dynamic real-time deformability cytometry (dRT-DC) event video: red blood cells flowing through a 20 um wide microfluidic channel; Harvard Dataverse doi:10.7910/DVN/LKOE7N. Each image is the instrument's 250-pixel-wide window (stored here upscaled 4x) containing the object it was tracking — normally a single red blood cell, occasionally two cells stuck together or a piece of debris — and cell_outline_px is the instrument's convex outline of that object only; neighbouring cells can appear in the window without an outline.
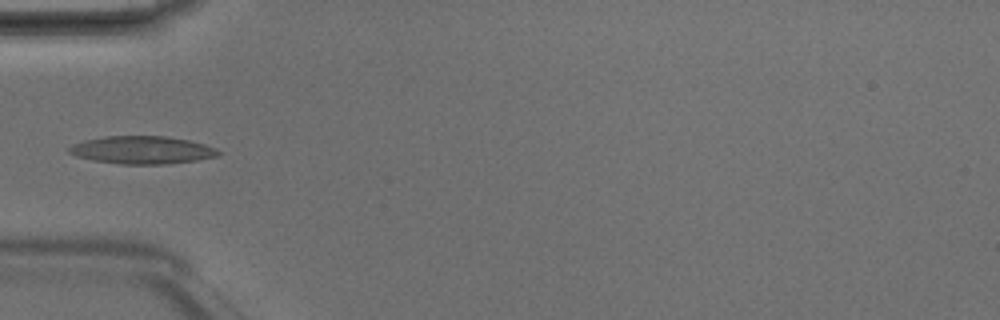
{"species": "Egyptian fruit bat (a non-hibernating species)", "species_latin": "Rousettus aegyptiacus", "temperature_condition": "room temperature", "stored_images_in_passage": 5, "camera_frame_rate_fps": 3000, "um_per_image_px": 0.085, "animal": {"sex": "male"}, "frame": {"image": 1, "passage_image": 3, "time_ms": 0.667, "image_size_px": [1000, 320], "cell_outline_px": [[220, 156], [196, 160], [164, 164], [120, 164], [92, 160], [76, 156], [68, 152], [68, 148], [72, 144], [84, 140], [108, 136], [164, 136], [188, 140], [204, 144], [216, 148], [220, 152]], "centroid_in_image_um": [12.07, 12.75], "position_along_channel_um": 72.9, "area_um2": 24.1}}
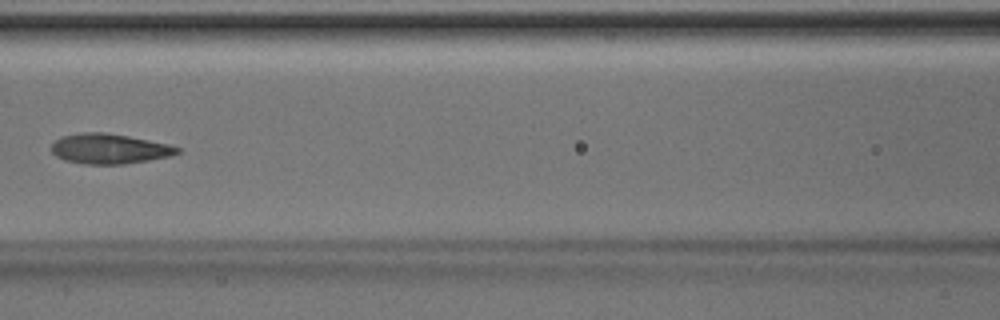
{"frame": {"image": 2, "passage_image": 5, "time_ms": 1.333, "image_size_px": [1000, 320], "cell_outline_px": [[180, 152], [172, 156], [124, 164], [84, 164], [64, 160], [56, 156], [52, 152], [52, 144], [60, 136], [80, 132], [104, 132], [128, 136], [168, 144], [180, 148]], "centroid_in_image_um": [9.28, 12.64], "position_along_channel_um": 157.3, "area_um2": 22.08}}